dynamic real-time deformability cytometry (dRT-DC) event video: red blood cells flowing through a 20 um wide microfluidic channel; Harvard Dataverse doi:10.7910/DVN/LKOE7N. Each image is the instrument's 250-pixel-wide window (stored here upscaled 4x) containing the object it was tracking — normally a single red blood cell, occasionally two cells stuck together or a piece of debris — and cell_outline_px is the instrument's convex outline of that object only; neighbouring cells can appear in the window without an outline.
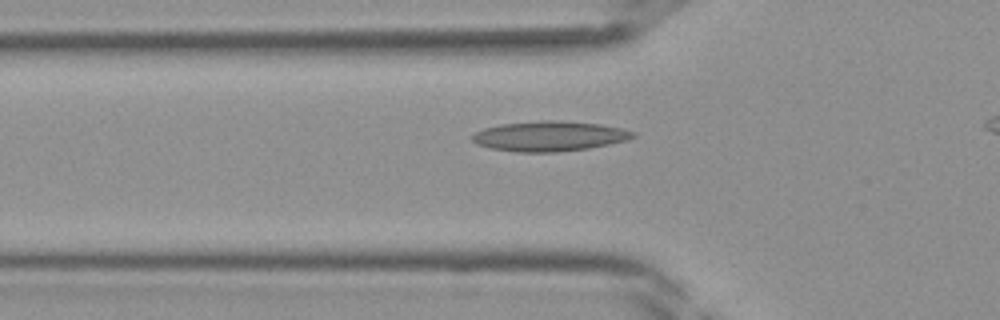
{"species": "Egyptian fruit bat (a non-hibernating species)", "species_latin": "Rousettus aegyptiacus", "temperature_condition": "room temperature", "stored_images_in_passage": 24, "camera_frame_rate_fps": 3000, "um_per_image_px": 0.085, "frame": {"image": 1, "passage_image": 2, "time_ms": 0.333, "image_size_px": [1000, 320], "cell_outline_px": [[636, 136], [628, 140], [588, 148], [556, 152], [516, 152], [488, 148], [476, 144], [472, 140], [472, 136], [476, 132], [484, 128], [500, 124], [544, 120], [556, 120], [600, 124], [620, 128], [636, 132]], "centroid_in_image_um": [46.68, 11.57], "position_along_channel_um": 79.1, "area_um2": 28.15}}
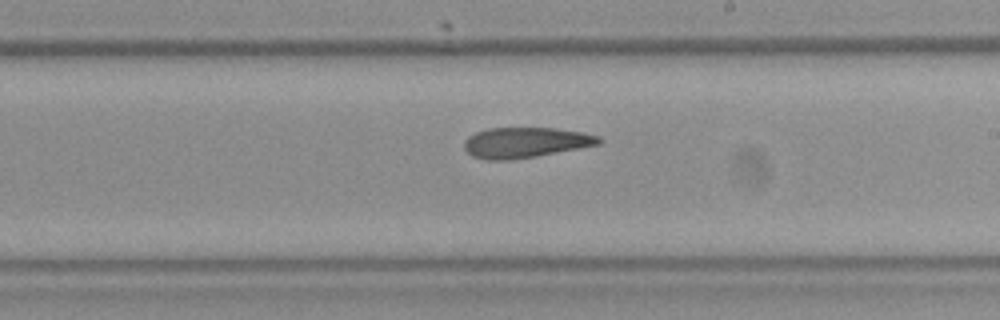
{"frame": {"image": 2, "passage_image": 12, "time_ms": 3.667, "image_size_px": [1000, 320], "cell_outline_px": [[604, 140], [600, 144], [536, 156], [512, 160], [484, 160], [472, 156], [464, 148], [464, 140], [468, 136], [476, 132], [488, 128], [556, 128], [584, 132], [600, 136]], "centroid_in_image_um": [44.66, 12.11], "position_along_channel_um": 244.3, "area_um2": 24.04}}
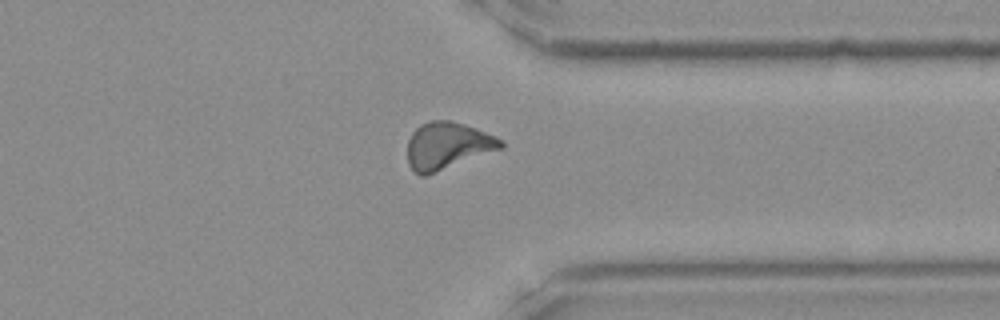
{"frame": {"image": 3, "passage_image": 20, "time_ms": 6.333, "image_size_px": [1000, 320], "cell_outline_px": [[504, 148], [424, 176], [420, 176], [408, 164], [408, 140], [412, 132], [420, 124], [432, 120], [448, 120], [464, 124], [476, 128], [496, 136], [504, 140]], "centroid_in_image_um": [38.06, 12.37], "position_along_channel_um": 373.3, "area_um2": 25.61}}